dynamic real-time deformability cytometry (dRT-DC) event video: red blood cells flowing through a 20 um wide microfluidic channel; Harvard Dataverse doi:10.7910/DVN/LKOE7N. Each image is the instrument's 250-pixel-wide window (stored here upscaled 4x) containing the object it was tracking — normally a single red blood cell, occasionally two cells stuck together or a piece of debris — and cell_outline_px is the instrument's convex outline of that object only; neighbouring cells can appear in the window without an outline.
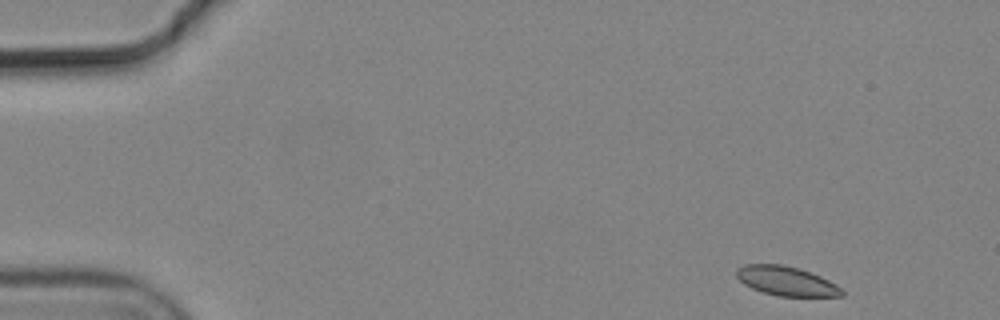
{"species": "common noctule bat (a hibernating species)", "species_latin": "Nyctalus noctula", "temperature_condition": "cold", "stored_images_in_passage": 5, "camera_frame_rate_fps": 3000, "um_per_image_px": 0.085, "animal": {"sex": "male", "body_mass_g": 19.2, "forearm_length_mm": 51.8}, "frame": {"image": 1, "passage_image": 1, "time_ms": 0.0, "image_size_px": [1000, 320], "cell_outline_px": [[844, 296], [776, 296], [752, 288], [744, 284], [736, 276], [736, 268], [744, 264], [780, 264], [796, 268], [820, 276], [836, 284], [844, 292]], "centroid_in_image_um": [66.81, 23.89], "position_along_channel_um": 18.2, "area_um2": 17.8}}
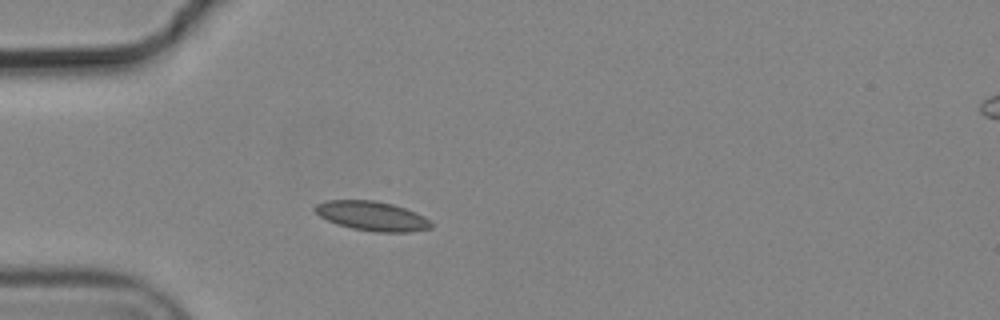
{"frame": {"image": 2, "passage_image": 4, "time_ms": 1.0, "image_size_px": [1000, 320], "cell_outline_px": [[432, 228], [412, 232], [376, 232], [352, 228], [336, 224], [320, 216], [312, 208], [316, 204], [324, 200], [376, 200], [392, 204], [404, 208], [424, 216], [432, 224]], "centroid_in_image_um": [31.6, 18.36], "position_along_channel_um": 53.4, "area_um2": 19.94}}